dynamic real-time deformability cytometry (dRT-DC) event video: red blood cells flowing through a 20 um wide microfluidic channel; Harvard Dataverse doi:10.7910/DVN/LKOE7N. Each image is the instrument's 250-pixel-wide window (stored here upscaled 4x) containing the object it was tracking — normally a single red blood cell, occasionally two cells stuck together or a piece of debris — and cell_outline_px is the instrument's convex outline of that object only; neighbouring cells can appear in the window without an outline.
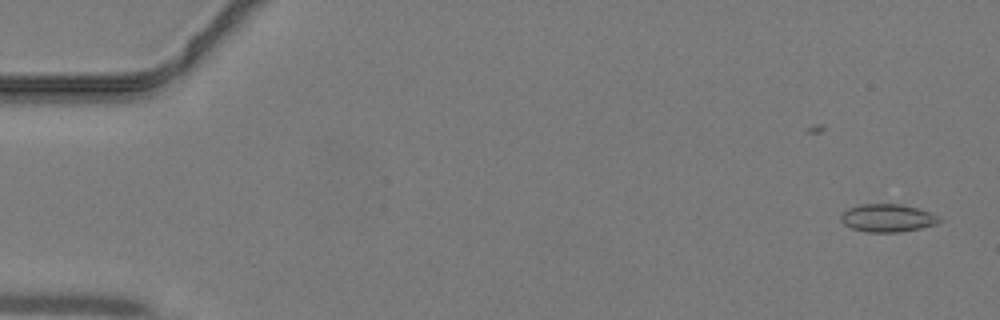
{"species": "common noctule bat (a hibernating species)", "species_latin": "Nyctalus noctula", "temperature_condition": "warm", "stored_images_in_passage": 44, "camera_frame_rate_fps": 3000, "um_per_image_px": 0.085, "animal": {"sex": "male", "body_mass_g": 19.2, "forearm_length_mm": 51.8}, "frame": {"image": 1, "passage_image": 2, "time_ms": 0.333, "image_size_px": [1000, 320], "cell_outline_px": [[940, 220], [936, 224], [920, 228], [900, 232], [864, 232], [852, 228], [844, 224], [840, 220], [840, 216], [848, 208], [860, 204], [900, 204], [916, 208], [928, 212], [936, 216]], "centroid_in_image_um": [75.38, 18.53], "position_along_channel_um": 9.6, "area_um2": 15.78}}
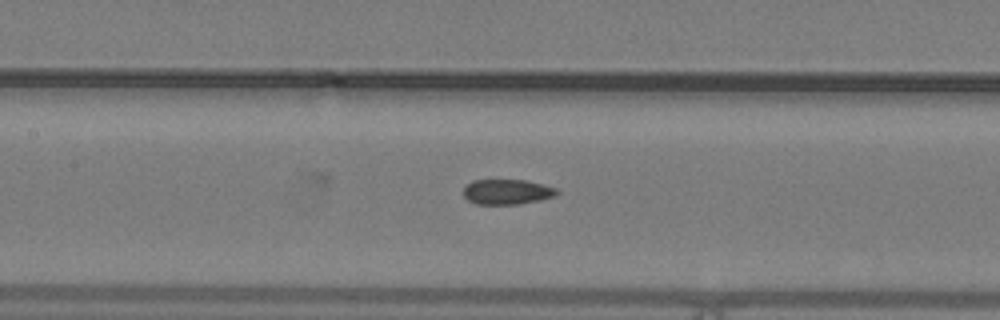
{"frame": {"image": 2, "passage_image": 21, "time_ms": 6.667, "image_size_px": [1000, 320], "cell_outline_px": [[560, 192], [556, 196], [540, 200], [516, 204], [476, 204], [468, 200], [464, 196], [464, 188], [472, 180], [528, 180], [544, 184], [556, 188]], "centroid_in_image_um": [43.14, 16.3], "position_along_channel_um": 164.3, "area_um2": 13.76}}
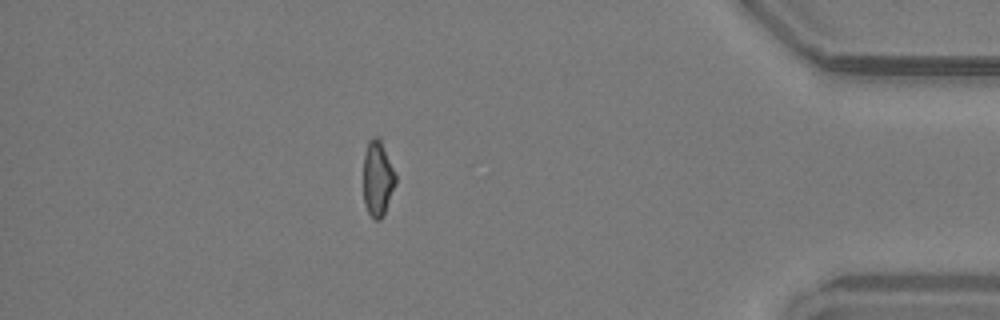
{"frame": {"image": 3, "passage_image": 39, "time_ms": 12.667, "image_size_px": [1000, 320], "cell_outline_px": [[396, 184], [384, 212], [380, 220], [376, 220], [368, 212], [364, 204], [364, 156], [368, 140], [376, 136], [380, 136], [396, 172]], "centroid_in_image_um": [32.12, 15.11], "position_along_channel_um": 403.1, "area_um2": 14.28}}